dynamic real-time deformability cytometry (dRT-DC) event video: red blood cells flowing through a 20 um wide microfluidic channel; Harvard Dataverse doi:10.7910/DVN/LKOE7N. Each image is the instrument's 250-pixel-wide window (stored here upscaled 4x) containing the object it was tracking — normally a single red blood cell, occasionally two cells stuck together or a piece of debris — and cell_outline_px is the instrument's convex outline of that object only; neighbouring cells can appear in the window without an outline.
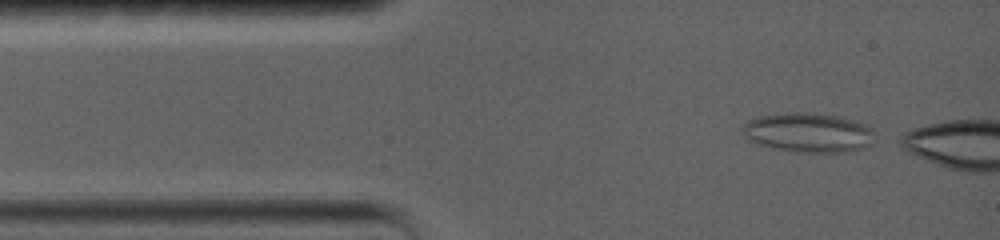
{"species": "common noctule bat (a hibernating species)", "species_latin": "Nyctalus noctula", "temperature_condition": "warm", "stored_images_in_passage": 6, "camera_frame_rate_fps": 5000, "um_per_image_px": 0.085, "animal": {"sex": "female", "body_mass_g": 19.0, "forearm_length_mm": 56.7}, "frame": {"image": 1, "passage_image": 2, "time_ms": 0.2, "image_size_px": [1000, 240], "cell_outline_px": [[876, 140], [864, 148], [848, 152], [800, 152], [776, 148], [756, 144], [748, 140], [744, 136], [740, 128], [748, 120], [756, 116], [784, 112], [804, 112], [836, 116], [852, 120], [864, 124], [872, 128]], "centroid_in_image_um": [68.68, 11.27], "position_along_channel_um": 16.3, "area_um2": 30.69}}